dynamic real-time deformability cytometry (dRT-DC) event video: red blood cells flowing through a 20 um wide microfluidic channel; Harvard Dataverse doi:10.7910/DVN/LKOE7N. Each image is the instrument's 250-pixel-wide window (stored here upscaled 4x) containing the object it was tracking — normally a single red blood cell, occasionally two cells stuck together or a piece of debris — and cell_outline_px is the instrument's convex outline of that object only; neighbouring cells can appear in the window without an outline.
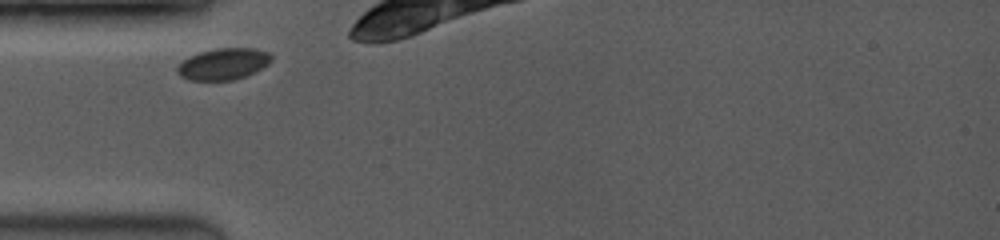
{"species": "common noctule bat (a hibernating species)", "species_latin": "Nyctalus noctula", "temperature_condition": "room temperature", "stored_images_in_passage": 14, "camera_frame_rate_fps": 3500, "um_per_image_px": 0.085, "animal": {"sex": "female", "body_mass_g": 19.0, "forearm_length_mm": 53.3}, "frame": {"image": 1, "passage_image": 1, "time_ms": 0.0, "image_size_px": [1000, 240], "cell_outline_px": [[272, 60], [268, 64], [244, 76], [232, 80], [188, 80], [180, 76], [176, 72], [176, 68], [188, 56], [200, 52], [216, 48], [252, 48], [268, 52], [272, 56]], "centroid_in_image_um": [18.95, 5.43], "position_along_channel_um": 66.1, "area_um2": 17.11}}
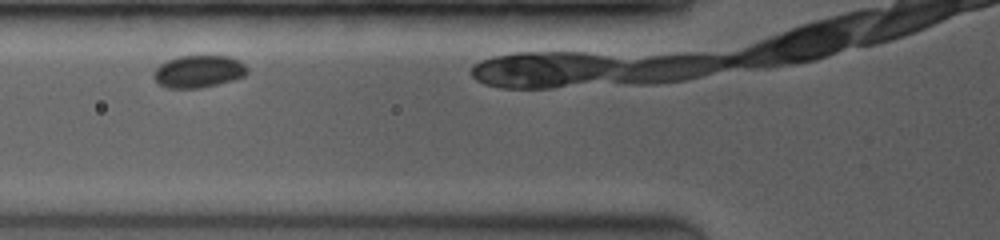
{"frame": {"image": 2, "passage_image": 3, "time_ms": 1.143, "image_size_px": [1000, 240], "cell_outline_px": [[248, 72], [244, 76], [232, 80], [200, 88], [168, 88], [160, 84], [152, 76], [152, 72], [160, 64], [168, 60], [180, 56], [228, 56], [240, 60], [248, 68]], "centroid_in_image_um": [16.88, 6.07], "position_along_channel_um": 108.9, "area_um2": 17.57}}